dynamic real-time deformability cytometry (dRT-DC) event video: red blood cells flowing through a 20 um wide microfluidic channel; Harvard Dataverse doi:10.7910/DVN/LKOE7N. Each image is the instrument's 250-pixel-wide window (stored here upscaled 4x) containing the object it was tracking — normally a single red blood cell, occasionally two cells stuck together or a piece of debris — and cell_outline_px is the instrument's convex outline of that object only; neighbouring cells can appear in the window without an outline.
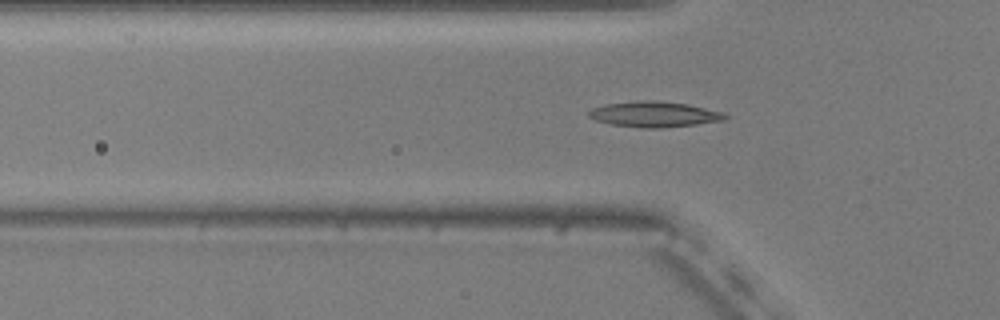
{"species": "common noctule bat (a hibernating species)", "species_latin": "Nyctalus noctula", "temperature_condition": "warm", "stored_images_in_passage": 52, "camera_frame_rate_fps": 3000, "um_per_image_px": 0.085, "animal": {"sex": "male", "body_mass_g": 20.5, "forearm_length_mm": 52.5}, "frame": {"image": 1, "passage_image": 15, "time_ms": 4.667, "image_size_px": [1000, 320], "cell_outline_px": [[728, 116], [720, 120], [696, 124], [660, 128], [644, 128], [612, 124], [596, 120], [588, 116], [588, 112], [592, 108], [608, 104], [640, 100], [652, 100], [688, 104], [724, 112]], "centroid_in_image_um": [55.6, 9.71], "position_along_channel_um": 70.2, "area_um2": 20.0}}
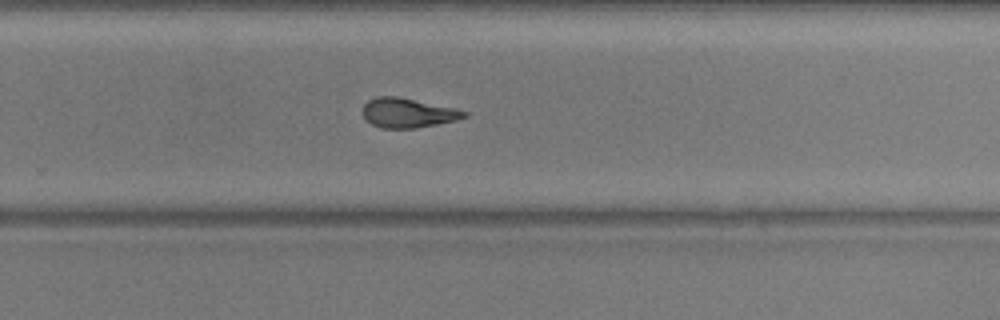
{"frame": {"image": 2, "passage_image": 33, "time_ms": 10.667, "image_size_px": [1000, 320], "cell_outline_px": [[468, 116], [456, 120], [416, 128], [384, 128], [372, 124], [364, 116], [364, 104], [368, 100], [380, 96], [396, 96], [452, 108], [468, 112]], "centroid_in_image_um": [34.66, 9.6], "position_along_channel_um": 295.1, "area_um2": 16.99}}
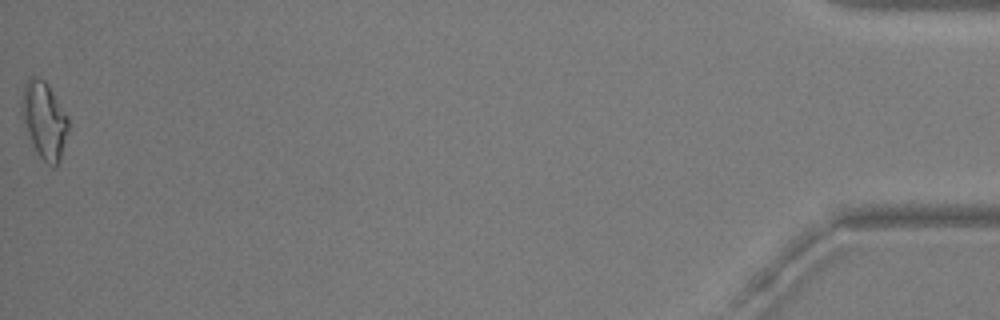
{"frame": {"image": 3, "passage_image": 52, "time_ms": 17.0, "image_size_px": [1000, 320], "cell_outline_px": [[68, 132], [60, 160], [56, 168], [52, 168], [36, 152], [32, 144], [20, 112], [20, 100], [24, 84], [32, 76], [36, 76], [44, 80], [48, 84], [68, 116]], "centroid_in_image_um": [3.75, 10.21], "position_along_channel_um": 431.4, "area_um2": 21.1}, "authors_computed_cell_mechanics": {"area_um2": 18.1781, "velocity_mm_per_s": 3.7334, "shape_relaxation_time_tau1_ms": 6.5281, "shape_relaxation_time_tau2_ms": 3.1883, "deformation_change_tau1": 0.1993, "deformation_change_tau2": 0.0868}}